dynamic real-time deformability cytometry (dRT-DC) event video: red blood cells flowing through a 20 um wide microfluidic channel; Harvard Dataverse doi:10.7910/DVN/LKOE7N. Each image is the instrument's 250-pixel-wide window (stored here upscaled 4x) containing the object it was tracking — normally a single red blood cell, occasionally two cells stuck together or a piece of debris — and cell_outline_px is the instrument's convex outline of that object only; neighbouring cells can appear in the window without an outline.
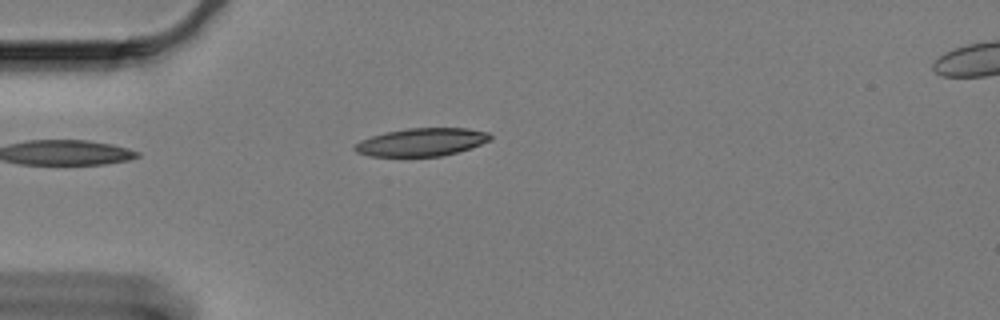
{"species": "Egyptian fruit bat (a non-hibernating species)", "species_latin": "Rousettus aegyptiacus", "temperature_condition": "cold", "stored_images_in_passage": 45, "camera_frame_rate_fps": 3000, "um_per_image_px": 0.085, "animal": {"sex": "female"}, "frame": {"image": 1, "passage_image": 1, "time_ms": 0.0, "image_size_px": [1000, 320], "cell_outline_px": [[492, 140], [472, 148], [444, 156], [368, 156], [356, 152], [352, 148], [360, 140], [372, 136], [388, 132], [408, 128], [468, 128], [488, 132], [492, 136]], "centroid_in_image_um": [35.88, 12.08], "position_along_channel_um": 49.1, "area_um2": 22.2}}
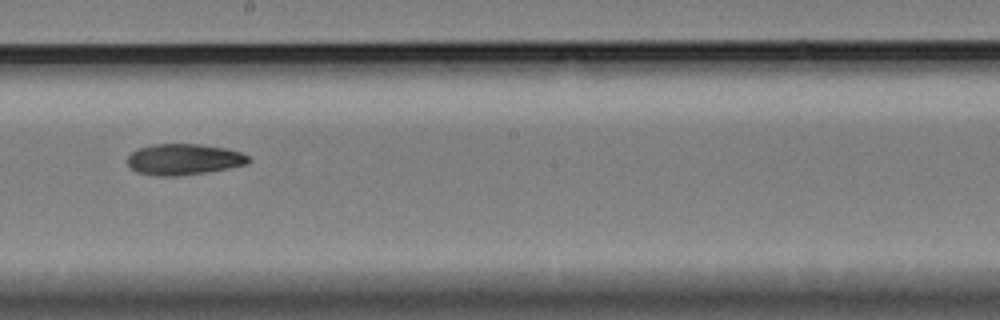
{"frame": {"image": 2, "passage_image": 19, "time_ms": 6.0, "image_size_px": [1000, 320], "cell_outline_px": [[252, 160], [248, 164], [228, 168], [204, 172], [176, 176], [156, 176], [136, 172], [128, 164], [128, 156], [132, 152], [140, 148], [156, 144], [200, 144], [224, 148], [240, 152], [248, 156]], "centroid_in_image_um": [15.63, 13.55], "position_along_channel_um": 232.6, "area_um2": 21.73}}
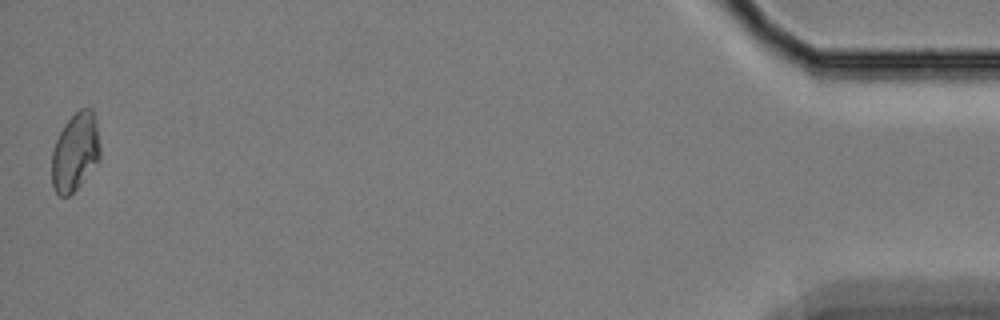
{"frame": {"image": 3, "passage_image": 45, "time_ms": 14.667, "image_size_px": [1000, 320], "cell_outline_px": [[100, 160], [80, 184], [68, 196], [60, 196], [56, 192], [52, 184], [52, 148], [64, 124], [80, 108], [92, 108], [96, 124], [100, 148]], "centroid_in_image_um": [6.39, 12.92], "position_along_channel_um": 428.8, "area_um2": 21.85}, "authors_computed_cell_mechanics": {"area_um2": 21.8484, "velocity_mm_per_s": 3.2686, "shape_relaxation_time_tau1_ms": null, "shape_relaxation_time_tau2_ms": 8.6904, "deformation_change_tau1": null, "deformation_change_tau2": 0.1161}}